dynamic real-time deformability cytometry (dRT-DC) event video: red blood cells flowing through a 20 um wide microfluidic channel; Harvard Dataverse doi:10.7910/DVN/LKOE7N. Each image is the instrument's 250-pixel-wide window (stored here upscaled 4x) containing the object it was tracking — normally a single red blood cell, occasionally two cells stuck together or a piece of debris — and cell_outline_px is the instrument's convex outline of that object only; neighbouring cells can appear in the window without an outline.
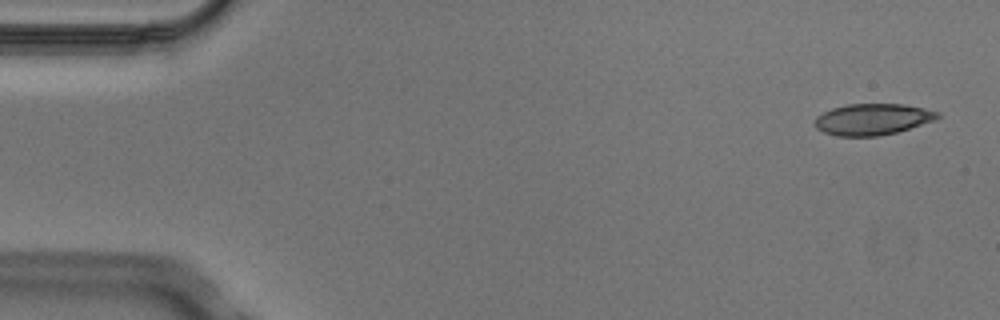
{"species": "Egyptian fruit bat (a non-hibernating species)", "species_latin": "Rousettus aegyptiacus", "temperature_condition": "cold", "stored_images_in_passage": 5, "segment_of_instrument_passage": [2, 2], "camera_frame_rate_fps": 3000, "um_per_image_px": 0.085, "animal": {"sex": "male"}, "frame": {"image": 1, "passage_image": 5, "time_ms": 1.333, "image_size_px": [1000, 320], "cell_outline_px": [[940, 116], [936, 120], [896, 132], [876, 136], [836, 136], [824, 132], [816, 128], [816, 116], [832, 108], [848, 104], [904, 104], [924, 108], [940, 112]], "centroid_in_image_um": [74.19, 10.13], "position_along_channel_um": 10.8, "area_um2": 22.31}}